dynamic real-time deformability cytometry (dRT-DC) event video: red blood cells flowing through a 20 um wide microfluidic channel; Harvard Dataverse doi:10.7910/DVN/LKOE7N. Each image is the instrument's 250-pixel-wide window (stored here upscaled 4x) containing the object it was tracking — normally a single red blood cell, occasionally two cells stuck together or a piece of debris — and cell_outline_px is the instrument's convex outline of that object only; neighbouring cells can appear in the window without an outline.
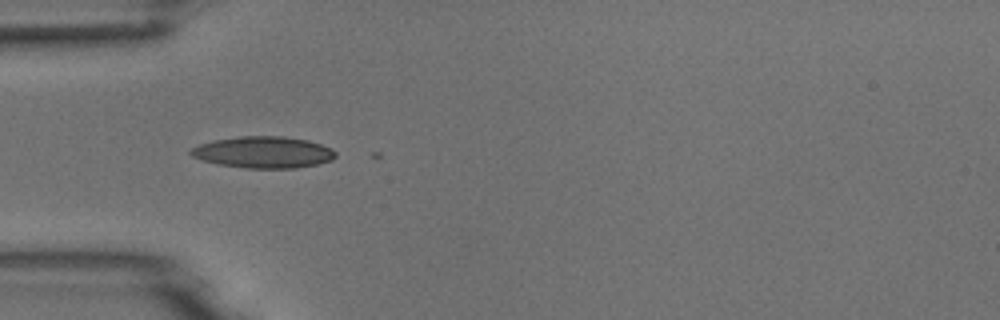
{"species": "common noctule bat (a hibernating species)", "species_latin": "Nyctalus noctula", "temperature_condition": "room temperature", "stored_images_in_passage": 2, "camera_frame_rate_fps": 3000, "um_per_image_px": 0.085, "animal": {"sex": "male", "body_mass_g": 18.8}, "frame": {"image": 1, "passage_image": 1, "time_ms": 0.0, "image_size_px": [1000, 320], "cell_outline_px": [[336, 156], [332, 160], [316, 164], [296, 168], [244, 168], [220, 164], [204, 160], [192, 156], [188, 152], [192, 148], [200, 144], [212, 140], [240, 136], [284, 136], [308, 140], [332, 148], [336, 152]], "centroid_in_image_um": [22.4, 12.93], "position_along_channel_um": 62.6, "area_um2": 26.59}}